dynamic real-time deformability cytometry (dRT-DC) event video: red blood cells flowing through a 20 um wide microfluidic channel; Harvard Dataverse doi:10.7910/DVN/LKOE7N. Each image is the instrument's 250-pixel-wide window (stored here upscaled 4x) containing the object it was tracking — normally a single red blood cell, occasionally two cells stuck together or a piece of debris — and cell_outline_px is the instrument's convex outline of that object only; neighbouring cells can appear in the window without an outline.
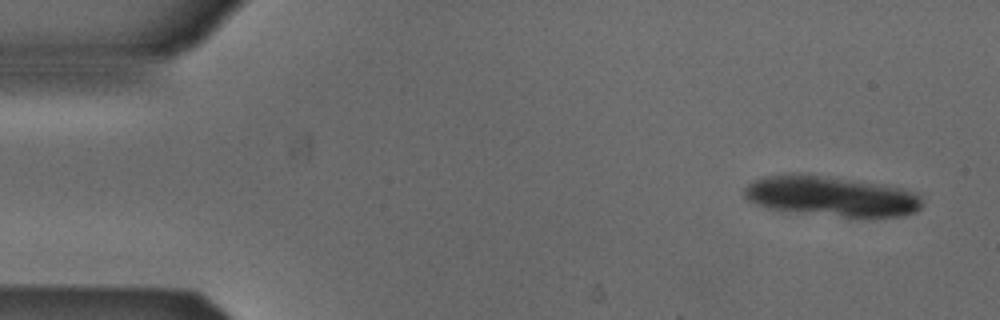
{"species": "Egyptian fruit bat (a non-hibernating species)", "species_latin": "Rousettus aegyptiacus", "temperature_condition": "cold", "stored_images_in_passage": 4, "segment_of_instrument_passage": [1, 2], "camera_frame_rate_fps": 3000, "um_per_image_px": 0.085, "animal": {"sex": "male"}, "frame": {"image": 1, "passage_image": 1, "time_ms": 0.0, "image_size_px": [1000, 320], "cell_outline_px": [[924, 204], [916, 212], [904, 216], [844, 216], [804, 212], [768, 208], [756, 204], [748, 200], [744, 196], [744, 188], [752, 180], [764, 176], [792, 172], [884, 184], [904, 188], [920, 192]], "centroid_in_image_um": [70.7, 16.65], "position_along_channel_um": 14.3, "area_um2": 41.79}}